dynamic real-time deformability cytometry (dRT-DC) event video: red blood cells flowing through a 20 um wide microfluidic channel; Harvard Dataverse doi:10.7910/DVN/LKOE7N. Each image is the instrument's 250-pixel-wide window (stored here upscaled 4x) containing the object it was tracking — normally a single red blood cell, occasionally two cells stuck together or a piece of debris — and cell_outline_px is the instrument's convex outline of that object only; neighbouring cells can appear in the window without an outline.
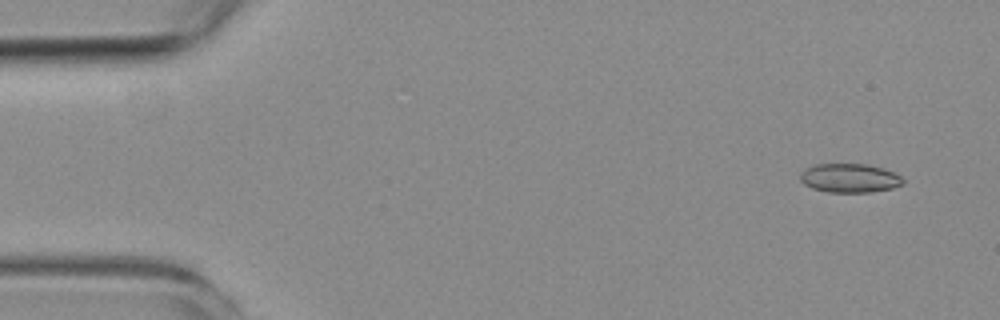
{"species": "common noctule bat (a hibernating species)", "species_latin": "Nyctalus noctula", "temperature_condition": "room temperature", "stored_images_in_passage": 7, "camera_frame_rate_fps": 3000, "um_per_image_px": 0.085, "animal": {"sex": "female", "body_mass_g": 19.3, "forearm_length_mm": 54.1}, "frame": {"image": 1, "passage_image": 1, "time_ms": 0.0, "image_size_px": [1000, 320], "cell_outline_px": [[904, 184], [892, 188], [872, 192], [828, 192], [812, 188], [804, 184], [800, 180], [800, 172], [804, 168], [812, 164], [868, 164], [884, 168], [896, 172], [904, 180]], "centroid_in_image_um": [72.22, 15.12], "position_along_channel_um": 12.8, "area_um2": 17.63}}
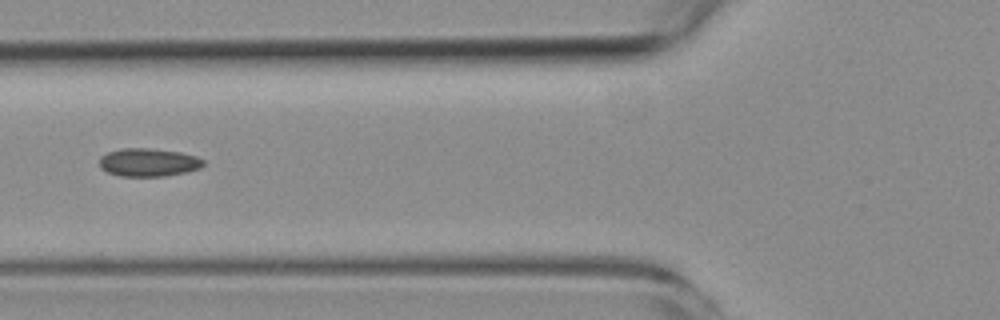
{"frame": {"image": 2, "passage_image": 4, "time_ms": 5.667, "image_size_px": [1000, 320], "cell_outline_px": [[204, 164], [200, 168], [188, 172], [164, 176], [120, 176], [108, 172], [100, 168], [100, 156], [108, 152], [120, 148], [148, 148], [180, 152], [196, 156], [204, 160]], "centroid_in_image_um": [12.62, 13.8], "position_along_channel_um": 113.2, "area_um2": 17.11}}
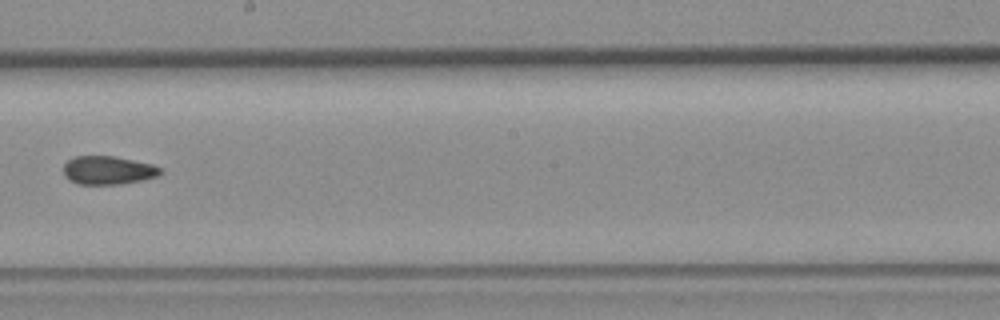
{"frame": {"image": 3, "passage_image": 7, "time_ms": 9.0, "image_size_px": [1000, 320], "cell_outline_px": [[164, 172], [156, 176], [140, 180], [120, 184], [76, 184], [68, 180], [64, 176], [64, 164], [68, 160], [76, 156], [112, 156], [152, 164], [160, 168]], "centroid_in_image_um": [9.15, 14.48], "position_along_channel_um": 239.1, "area_um2": 15.95}}